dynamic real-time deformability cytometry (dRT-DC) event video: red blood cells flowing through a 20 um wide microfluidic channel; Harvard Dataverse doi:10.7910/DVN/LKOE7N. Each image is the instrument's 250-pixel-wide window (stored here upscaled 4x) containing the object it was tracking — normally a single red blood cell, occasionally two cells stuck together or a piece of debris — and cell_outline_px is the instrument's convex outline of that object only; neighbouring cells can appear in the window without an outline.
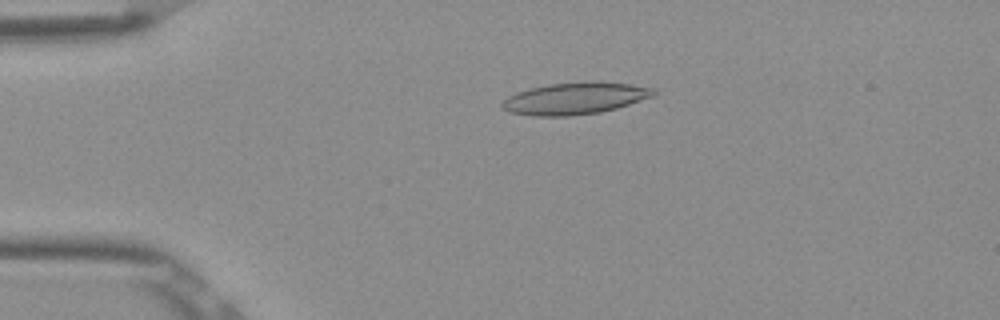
{"species": "Egyptian fruit bat (a non-hibernating species)", "species_latin": "Rousettus aegyptiacus", "temperature_condition": "room temperature", "stored_images_in_passage": 46, "camera_frame_rate_fps": 3000, "um_per_image_px": 0.085, "frame": {"image": 1, "passage_image": 5, "time_ms": 1.333, "image_size_px": [1000, 320], "cell_outline_px": [[656, 96], [616, 108], [600, 112], [568, 116], [532, 116], [512, 112], [504, 108], [500, 104], [508, 96], [516, 92], [528, 88], [548, 84], [584, 80], [596, 80], [628, 84], [656, 88]], "centroid_in_image_um": [48.91, 8.34], "position_along_channel_um": 36.1, "area_um2": 28.55}}
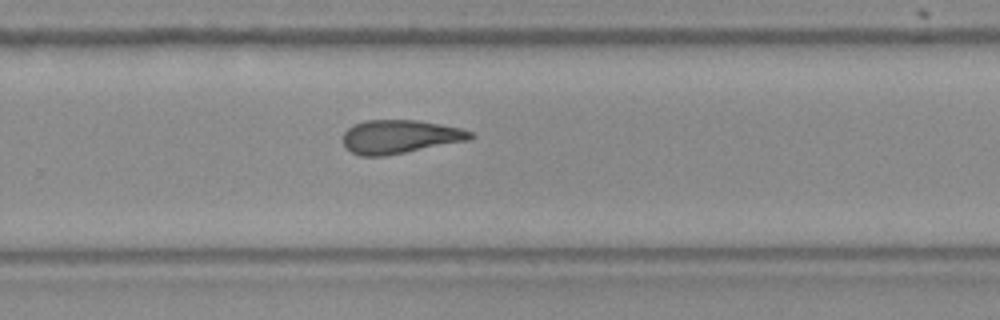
{"frame": {"image": 2, "passage_image": 28, "time_ms": 9.0, "image_size_px": [1000, 320], "cell_outline_px": [[476, 136], [468, 140], [384, 156], [360, 156], [344, 148], [344, 132], [352, 124], [368, 120], [416, 120], [460, 128], [472, 132]], "centroid_in_image_um": [33.95, 11.62], "position_along_channel_um": 295.8, "area_um2": 24.74}}
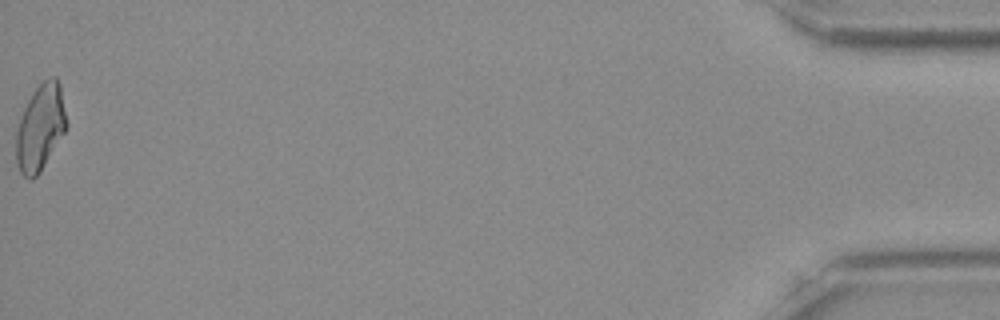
{"frame": {"image": 3, "passage_image": 46, "time_ms": 15.0, "image_size_px": [1000, 320], "cell_outline_px": [[68, 128], [40, 172], [32, 180], [28, 180], [20, 172], [16, 160], [16, 132], [24, 108], [32, 92], [48, 76], [56, 76], [60, 84], [68, 124]], "centroid_in_image_um": [3.45, 10.84], "position_along_channel_um": 431.8, "area_um2": 25.55}, "authors_computed_cell_mechanics": {"area_um2": 25.2586, "velocity_mm_per_s": 3.8938, "shape_relaxation_time_tau1_ms": null, "shape_relaxation_time_tau2_ms": 4.6615, "deformation_change_tau1": null, "deformation_change_tau2": 0.1574}}